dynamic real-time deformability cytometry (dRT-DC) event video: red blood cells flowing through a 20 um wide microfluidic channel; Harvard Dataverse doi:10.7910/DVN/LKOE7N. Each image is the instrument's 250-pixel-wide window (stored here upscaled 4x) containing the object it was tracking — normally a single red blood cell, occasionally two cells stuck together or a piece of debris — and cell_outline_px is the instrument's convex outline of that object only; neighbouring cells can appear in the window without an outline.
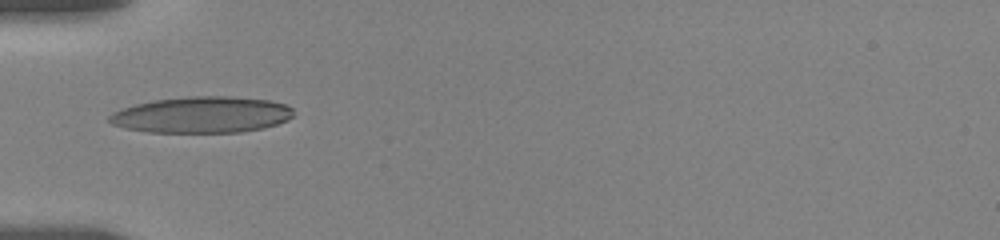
{"species": "human", "species_latin": "Homo sapiens", "temperature_condition": "room temperature", "stored_images_in_passage": 38, "camera_frame_rate_fps": 3000, "um_per_image_px": 0.085, "donor": {"sex": "female"}, "frame": {"image": 1, "passage_image": 1, "time_ms": 0.0, "image_size_px": [1000, 240], "cell_outline_px": [[292, 116], [288, 120], [264, 128], [240, 132], [148, 132], [128, 128], [112, 124], [108, 120], [108, 116], [112, 112], [136, 104], [152, 100], [188, 96], [232, 96], [268, 100], [284, 104], [292, 108]], "centroid_in_image_um": [17.15, 9.75], "position_along_channel_um": 67.8, "area_um2": 38.84}}
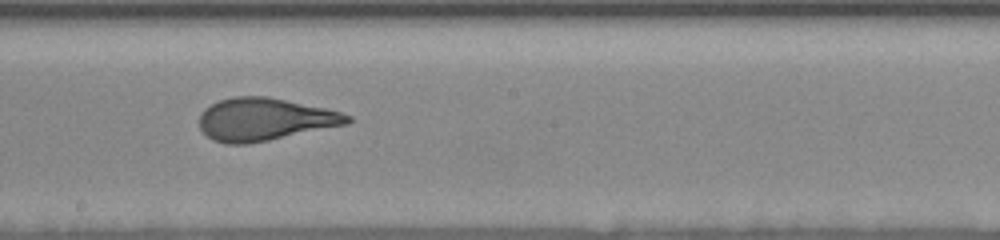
{"frame": {"image": 2, "passage_image": 14, "time_ms": 4.333, "image_size_px": [1000, 240], "cell_outline_px": [[352, 120], [348, 124], [248, 144], [224, 144], [212, 140], [200, 128], [200, 112], [204, 108], [220, 100], [232, 96], [268, 96], [328, 108], [352, 116]], "centroid_in_image_um": [22.5, 10.13], "position_along_channel_um": 225.7, "area_um2": 36.93}}
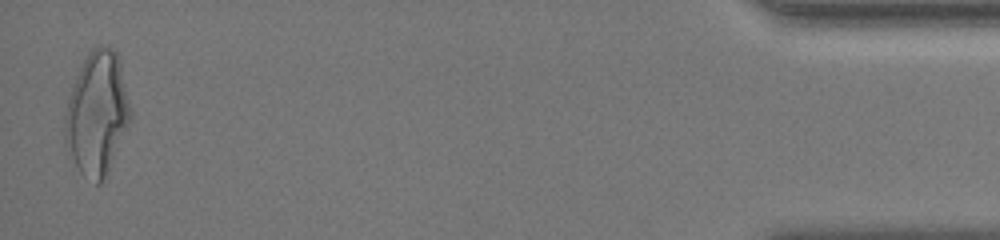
{"frame": {"image": 3, "passage_image": 37, "time_ms": 12.0, "image_size_px": [1000, 240], "cell_outline_px": [[132, 116], [108, 172], [104, 180], [100, 184], [96, 184], [84, 176], [80, 172], [64, 140], [64, 116], [68, 100], [76, 76], [88, 52], [92, 48], [100, 44], [108, 44], [116, 52], [120, 60], [132, 112]], "centroid_in_image_um": [8.26, 9.61], "position_along_channel_um": 426.9, "area_um2": 47.05}, "authors_computed_cell_mechanics": {"area_um2": 37.1365, "velocity_mm_per_s": 3.6489, "shape_relaxation_time_tau1_ms": 5.5778, "shape_relaxation_time_tau2_ms": 0.9219, "deformation_change_tau1": 0.2241, "deformation_change_tau2": 0.0926}}